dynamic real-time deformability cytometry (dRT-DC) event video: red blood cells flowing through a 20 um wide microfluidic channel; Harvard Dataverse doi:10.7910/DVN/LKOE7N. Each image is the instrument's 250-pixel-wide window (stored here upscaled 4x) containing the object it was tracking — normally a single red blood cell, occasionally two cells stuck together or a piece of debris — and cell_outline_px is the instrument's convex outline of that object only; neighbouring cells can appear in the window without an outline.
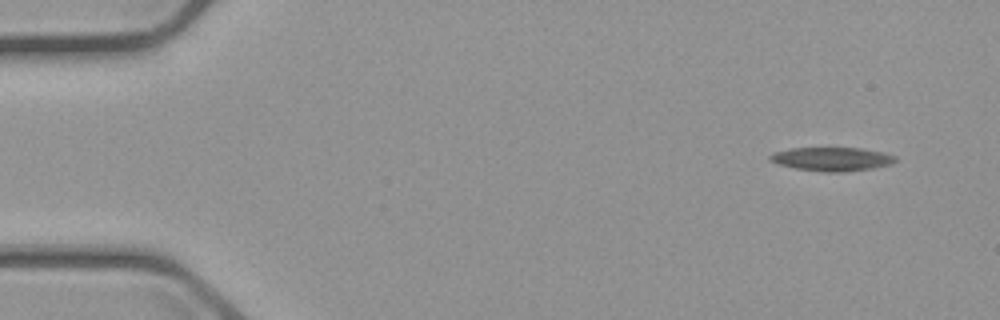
{"species": "common noctule bat (a hibernating species)", "species_latin": "Nyctalus noctula", "temperature_condition": "cold", "stored_images_in_passage": 13, "camera_frame_rate_fps": 3000, "um_per_image_px": 0.085, "animal": {"sex": "male", "body_mass_g": 23.1, "forearm_length_mm": 52.7}, "frame": {"image": 1, "passage_image": 1, "time_ms": 0.0, "image_size_px": [1000, 320], "cell_outline_px": [[896, 160], [892, 164], [872, 168], [844, 172], [824, 172], [796, 168], [780, 164], [768, 160], [768, 156], [772, 152], [792, 148], [860, 148], [884, 152], [896, 156]], "centroid_in_image_um": [70.71, 13.51], "position_along_channel_um": 14.3, "area_um2": 17.34}}
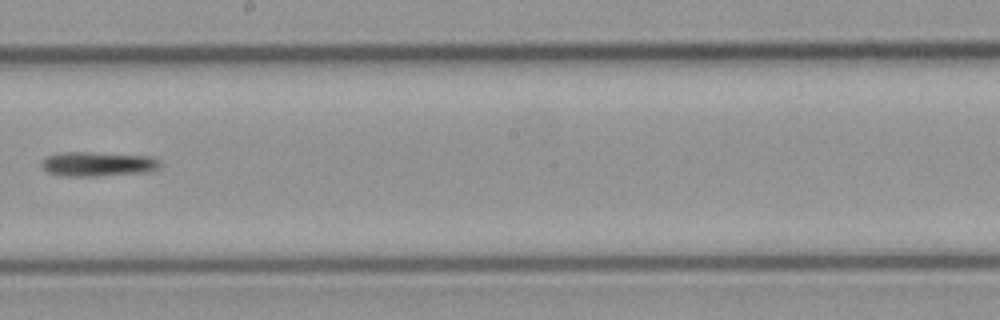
{"frame": {"image": 2, "passage_image": 8, "time_ms": 9.333, "image_size_px": [1000, 320], "cell_outline_px": [[160, 168], [152, 172], [96, 176], [64, 176], [48, 172], [40, 164], [48, 156], [60, 152], [88, 152], [152, 156], [160, 160]], "centroid_in_image_um": [8.39, 13.94], "position_along_channel_um": 239.8, "area_um2": 17.05}}
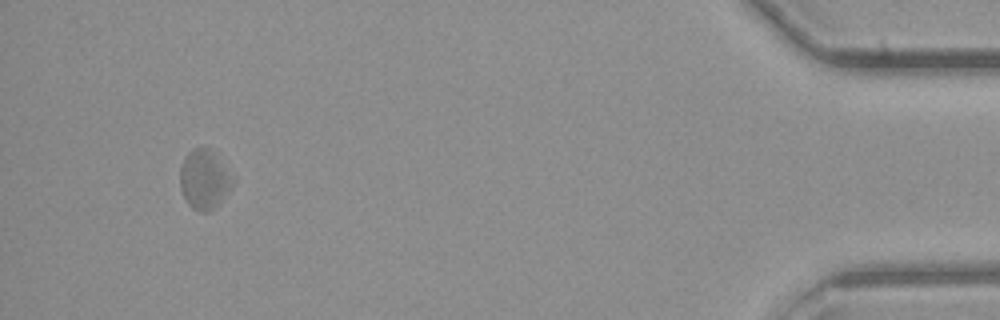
{"frame": {"image": 3, "passage_image": 13, "time_ms": 16.333, "image_size_px": [1000, 320], "cell_outline_px": [[236, 180], [220, 200], [208, 212], [200, 212], [192, 208], [188, 204], [180, 188], [180, 168], [184, 156], [192, 148], [208, 148], [212, 152]], "centroid_in_image_um": [17.32, 15.24], "position_along_channel_um": 417.9, "area_um2": 17.8}}